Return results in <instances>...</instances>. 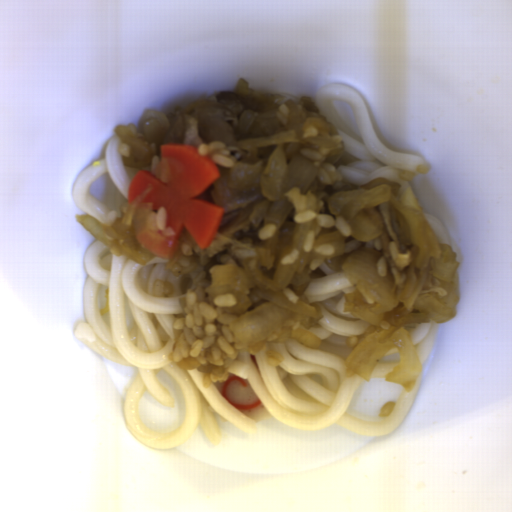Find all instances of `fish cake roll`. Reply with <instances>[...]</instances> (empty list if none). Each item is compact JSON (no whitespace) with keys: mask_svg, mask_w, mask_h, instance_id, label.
I'll list each match as a JSON object with an SVG mask.
<instances>
[{"mask_svg":"<svg viewBox=\"0 0 512 512\" xmlns=\"http://www.w3.org/2000/svg\"><path fill=\"white\" fill-rule=\"evenodd\" d=\"M221 396L242 416L256 422L272 418V414L254 393L248 379L229 373L226 381L212 383Z\"/></svg>","mask_w":512,"mask_h":512,"instance_id":"obj_1","label":"fish cake roll"}]
</instances>
